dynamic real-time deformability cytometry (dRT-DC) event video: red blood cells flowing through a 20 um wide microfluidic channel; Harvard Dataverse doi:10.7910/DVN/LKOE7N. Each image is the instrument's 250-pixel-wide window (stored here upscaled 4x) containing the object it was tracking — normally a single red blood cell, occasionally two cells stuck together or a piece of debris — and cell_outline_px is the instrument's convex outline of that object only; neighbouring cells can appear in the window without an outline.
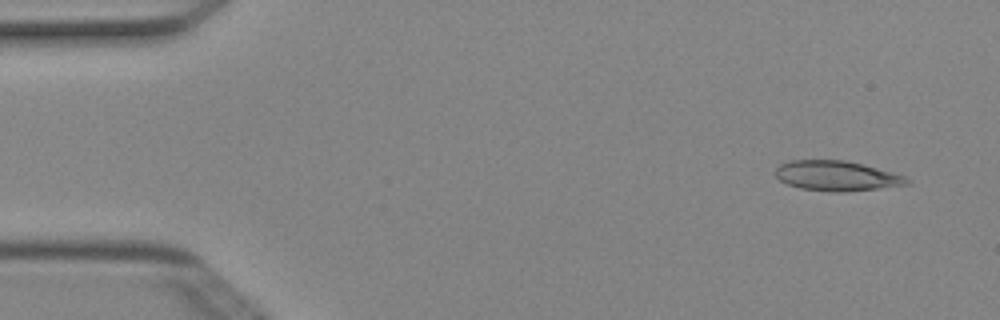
{"species": "Egyptian fruit bat (a non-hibernating species)", "species_latin": "Rousettus aegyptiacus", "temperature_condition": "cold", "stored_images_in_passage": 4, "camera_frame_rate_fps": 3000, "um_per_image_px": 0.085, "animal": {"sex": "female"}, "frame": {"image": 1, "passage_image": 1, "time_ms": 0.0, "image_size_px": [1000, 320], "cell_outline_px": [[912, 184], [880, 188], [844, 192], [828, 192], [800, 188], [788, 184], [780, 180], [776, 176], [776, 168], [780, 164], [788, 160], [844, 160], [864, 164], [892, 172], [904, 176], [912, 180]], "centroid_in_image_um": [71.15, 14.95], "position_along_channel_um": 13.9, "area_um2": 23.18}}
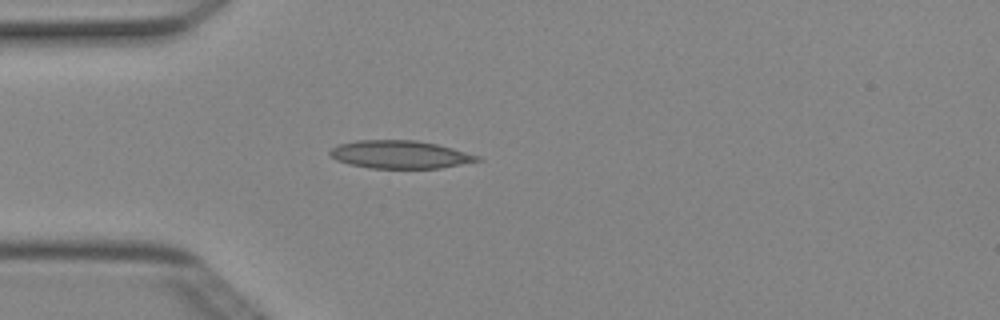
{"frame": {"image": 2, "passage_image": 4, "time_ms": 1.0, "image_size_px": [1000, 320], "cell_outline_px": [[484, 160], [440, 168], [372, 168], [348, 164], [336, 160], [328, 152], [336, 144], [356, 140], [416, 140], [436, 144], [452, 148], [480, 156]], "centroid_in_image_um": [33.99, 13.13], "position_along_channel_um": 51.0, "area_um2": 24.04}}